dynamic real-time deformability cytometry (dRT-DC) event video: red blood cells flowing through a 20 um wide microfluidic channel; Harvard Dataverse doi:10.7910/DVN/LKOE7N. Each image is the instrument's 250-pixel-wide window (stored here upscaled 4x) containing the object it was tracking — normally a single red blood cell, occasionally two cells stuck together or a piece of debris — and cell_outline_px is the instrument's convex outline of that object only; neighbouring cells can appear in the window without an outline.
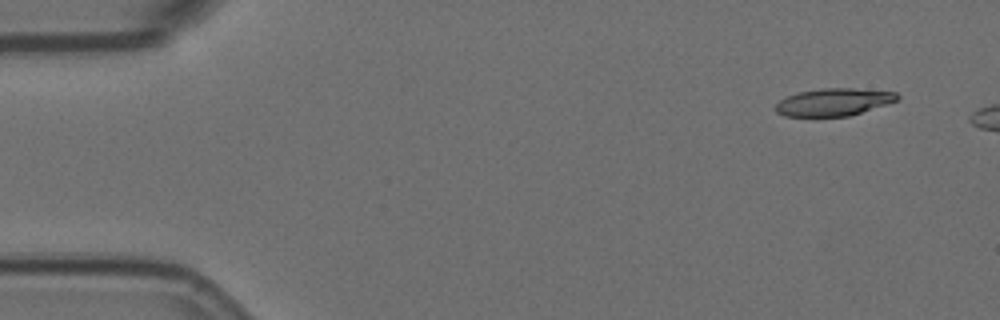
{"species": "Egyptian fruit bat (a non-hibernating species)", "species_latin": "Rousettus aegyptiacus", "temperature_condition": "room temperature", "stored_images_in_passage": 3, "camera_frame_rate_fps": 3000, "um_per_image_px": 0.085, "animal": {"sex": "female"}, "frame": {"image": 1, "passage_image": 1, "time_ms": 0.0, "image_size_px": [1000, 320], "cell_outline_px": [[900, 96], [896, 100], [848, 116], [784, 116], [776, 112], [776, 104], [780, 100], [788, 96], [800, 92], [820, 88], [852, 88], [896, 92]], "centroid_in_image_um": [70.82, 8.67], "position_along_channel_um": 14.2, "area_um2": 19.07}}